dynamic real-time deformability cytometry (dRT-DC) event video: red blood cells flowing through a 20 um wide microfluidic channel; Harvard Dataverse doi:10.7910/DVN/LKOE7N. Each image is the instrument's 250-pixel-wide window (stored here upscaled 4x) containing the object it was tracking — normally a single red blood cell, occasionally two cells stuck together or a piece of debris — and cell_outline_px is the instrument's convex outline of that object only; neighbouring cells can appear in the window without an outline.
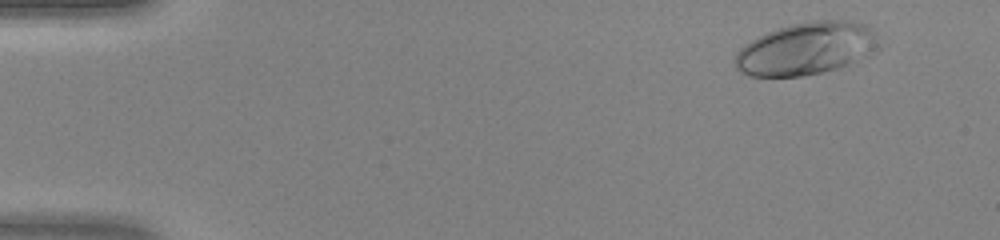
{"species": "human", "species_latin": "Homo sapiens", "temperature_condition": "warm", "stored_images_in_passage": 23, "camera_frame_rate_fps": 3000, "um_per_image_px": 0.085, "donor": {"sex": "female"}, "frame": {"image": 1, "passage_image": 4, "time_ms": 1.0, "image_size_px": [1000, 240], "cell_outline_px": [[880, 48], [868, 56], [836, 68], [804, 76], [748, 76], [740, 72], [736, 68], [736, 52], [744, 44], [768, 32], [792, 24], [812, 20], [848, 20], [868, 24], [876, 32]], "centroid_in_image_um": [68.59, 4.12], "position_along_channel_um": 16.4, "area_um2": 43.99}}
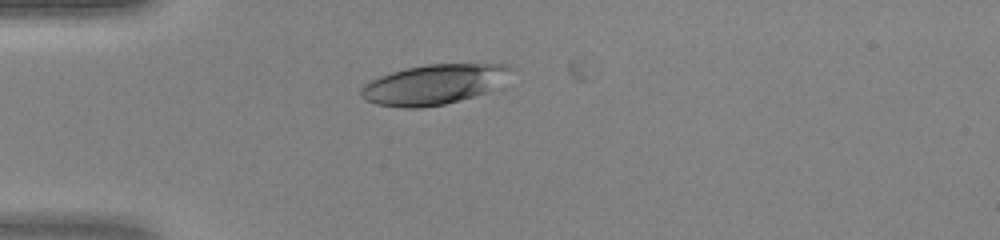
{"frame": {"image": 2, "passage_image": 13, "time_ms": 4.0, "image_size_px": [1000, 240], "cell_outline_px": [[512, 68], [484, 92], [460, 100], [444, 104], [420, 108], [400, 108], [376, 104], [364, 100], [360, 96], [360, 88], [364, 84], [380, 76], [392, 72], [408, 68], [428, 64], [508, 64]], "centroid_in_image_um": [36.71, 7.19], "position_along_channel_um": 48.3, "area_um2": 33.99}}
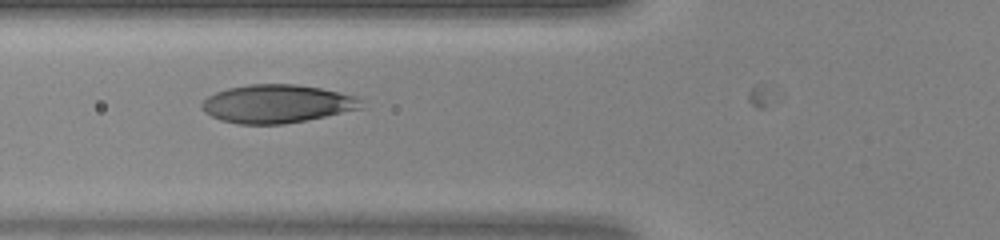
{"frame": {"image": 3, "passage_image": 18, "time_ms": 5.667, "image_size_px": [1000, 240], "cell_outline_px": [[364, 108], [284, 124], [236, 124], [220, 120], [204, 112], [200, 104], [208, 96], [216, 92], [228, 88], [248, 84], [296, 84], [320, 88], [356, 96], [360, 100]], "centroid_in_image_um": [23.51, 8.82], "position_along_channel_um": 102.3, "area_um2": 35.43}}